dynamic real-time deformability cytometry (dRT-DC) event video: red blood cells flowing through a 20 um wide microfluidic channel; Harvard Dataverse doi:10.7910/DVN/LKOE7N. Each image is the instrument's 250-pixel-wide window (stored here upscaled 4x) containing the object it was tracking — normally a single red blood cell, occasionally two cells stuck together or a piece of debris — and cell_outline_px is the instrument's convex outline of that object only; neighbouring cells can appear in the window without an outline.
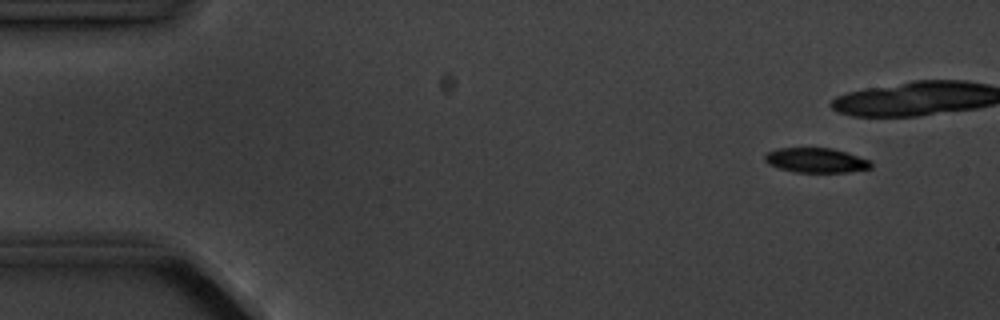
{"species": "common noctule bat (a hibernating species)", "species_latin": "Nyctalus noctula", "temperature_condition": "cold", "stored_images_in_passage": 10, "camera_frame_rate_fps": 3000, "um_per_image_px": 0.085, "animal": {"sex": "male", "body_mass_g": 20.1, "forearm_length_mm": 53.5}, "frame": {"image": 1, "passage_image": 1, "time_ms": 0.0, "image_size_px": [1000, 320], "cell_outline_px": [[872, 168], [848, 172], [796, 172], [780, 168], [768, 164], [764, 160], [764, 156], [768, 152], [776, 148], [832, 148], [848, 152], [872, 160]], "centroid_in_image_um": [69.41, 13.62], "position_along_channel_um": 15.6, "area_um2": 15.43}}
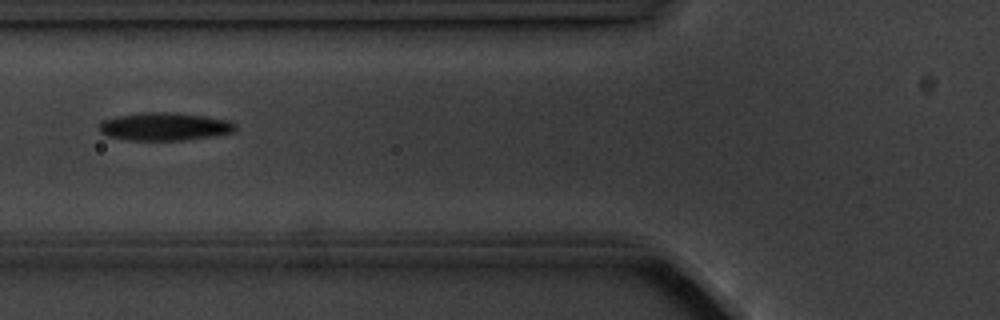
{"frame": {"image": 2, "passage_image": 7, "time_ms": 7.0, "image_size_px": [1000, 320], "cell_outline_px": [[236, 128], [232, 132], [212, 136], [184, 140], [128, 140], [108, 136], [100, 132], [100, 124], [104, 120], [116, 116], [140, 112], [172, 112], [204, 116], [228, 120], [236, 124]], "centroid_in_image_um": [13.98, 10.75], "position_along_channel_um": 111.8, "area_um2": 22.08}}